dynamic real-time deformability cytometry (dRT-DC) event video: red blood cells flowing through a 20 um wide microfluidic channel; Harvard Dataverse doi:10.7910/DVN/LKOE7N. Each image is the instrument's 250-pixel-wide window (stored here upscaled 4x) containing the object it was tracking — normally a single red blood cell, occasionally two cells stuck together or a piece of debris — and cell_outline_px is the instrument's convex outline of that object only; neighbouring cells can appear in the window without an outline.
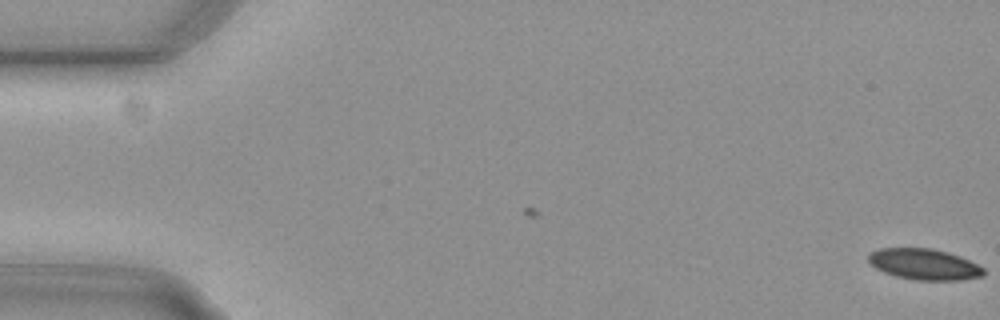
{"species": "common noctule bat (a hibernating species)", "species_latin": "Nyctalus noctula", "temperature_condition": "cold", "stored_images_in_passage": 5, "camera_frame_rate_fps": 3000, "um_per_image_px": 0.085, "animal": {"sex": "female", "body_mass_g": 29.2, "forearm_length_mm": 56.3}, "frame": {"image": 1, "passage_image": 5, "time_ms": 1.333, "image_size_px": [1000, 320], "cell_outline_px": [[984, 276], [960, 280], [916, 280], [896, 276], [884, 272], [876, 268], [868, 260], [868, 252], [880, 248], [932, 248], [948, 252], [960, 256], [984, 268]], "centroid_in_image_um": [78.55, 22.46], "position_along_channel_um": 6.5, "area_um2": 20.81}}